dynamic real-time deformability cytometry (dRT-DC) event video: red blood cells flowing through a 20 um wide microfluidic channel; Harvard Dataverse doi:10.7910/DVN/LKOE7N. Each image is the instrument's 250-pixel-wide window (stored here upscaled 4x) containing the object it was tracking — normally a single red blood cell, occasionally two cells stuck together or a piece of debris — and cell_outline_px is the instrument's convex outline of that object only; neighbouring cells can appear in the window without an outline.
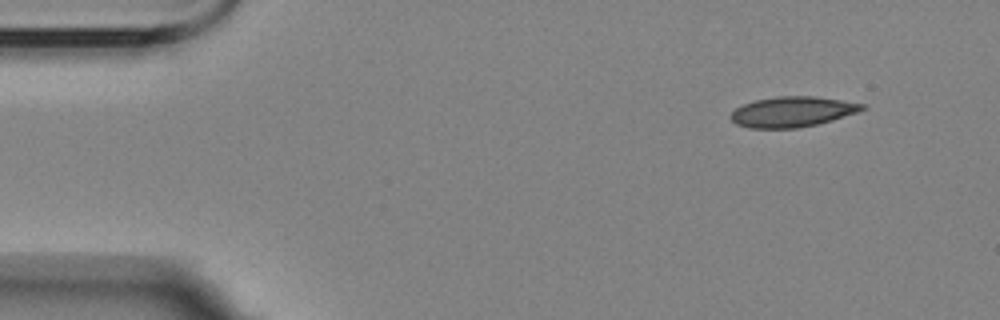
{"species": "Egyptian fruit bat (a non-hibernating species)", "species_latin": "Rousettus aegyptiacus", "temperature_condition": "room temperature", "stored_images_in_passage": 4, "camera_frame_rate_fps": 3000, "um_per_image_px": 0.085, "animal": {"sex": "female"}, "frame": {"image": 1, "passage_image": 1, "time_ms": 0.0, "image_size_px": [1000, 320], "cell_outline_px": [[868, 108], [832, 120], [816, 124], [796, 128], [748, 128], [736, 124], [728, 116], [736, 108], [744, 104], [756, 100], [776, 96], [812, 96], [868, 104]], "centroid_in_image_um": [67.34, 9.5], "position_along_channel_um": 17.7, "area_um2": 23.18}}
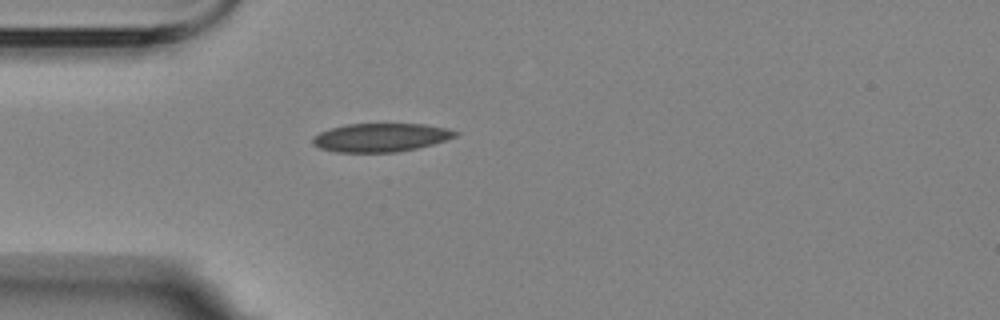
{"frame": {"image": 2, "passage_image": 4, "time_ms": 3.333, "image_size_px": [1000, 320], "cell_outline_px": [[460, 132], [456, 136], [432, 144], [416, 148], [396, 152], [336, 152], [320, 148], [312, 144], [312, 140], [320, 132], [332, 128], [348, 124], [424, 124], [444, 128]], "centroid_in_image_um": [32.35, 11.69], "position_along_channel_um": 52.6, "area_um2": 23.35}}